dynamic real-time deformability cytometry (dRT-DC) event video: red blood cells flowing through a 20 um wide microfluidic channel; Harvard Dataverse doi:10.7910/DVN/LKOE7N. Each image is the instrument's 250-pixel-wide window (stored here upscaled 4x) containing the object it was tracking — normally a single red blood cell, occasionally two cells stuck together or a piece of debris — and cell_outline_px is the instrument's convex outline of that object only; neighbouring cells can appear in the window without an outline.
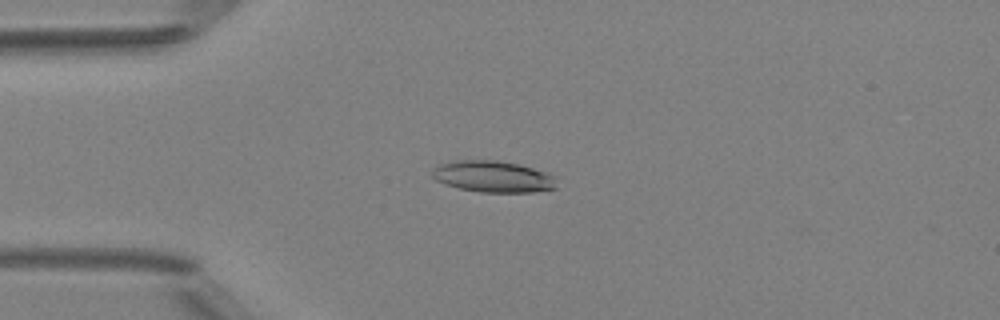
{"species": "Egyptian fruit bat (a non-hibernating species)", "species_latin": "Rousettus aegyptiacus", "temperature_condition": "room temperature", "stored_images_in_passage": 7, "camera_frame_rate_fps": 3000, "um_per_image_px": 0.085, "animal": {"sex": "female"}, "frame": {"image": 1, "passage_image": 3, "time_ms": 2.667, "image_size_px": [1000, 320], "cell_outline_px": [[556, 188], [532, 192], [480, 192], [460, 188], [444, 184], [436, 180], [432, 176], [432, 172], [440, 164], [456, 160], [496, 160], [516, 164], [548, 172], [556, 176]], "centroid_in_image_um": [41.94, 15.01], "position_along_channel_um": 43.1, "area_um2": 22.72}}
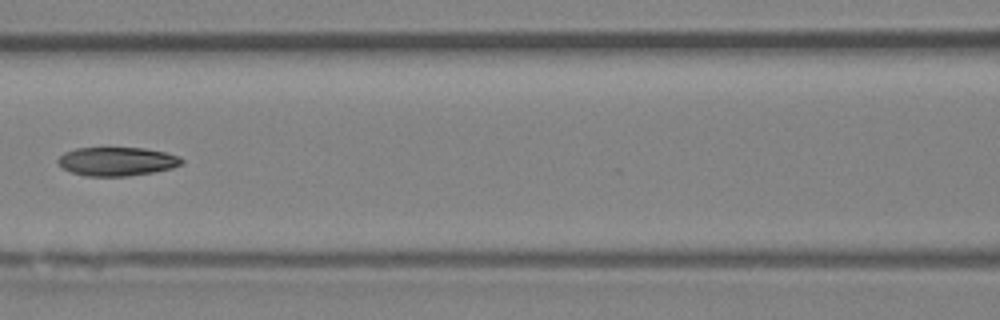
{"frame": {"image": 2, "passage_image": 6, "time_ms": 6.0, "image_size_px": [1000, 320], "cell_outline_px": [[184, 164], [172, 168], [152, 172], [128, 176], [84, 176], [72, 172], [64, 168], [56, 160], [64, 152], [76, 148], [144, 148], [164, 152], [180, 156], [184, 160]], "centroid_in_image_um": [9.97, 13.72], "position_along_channel_um": 156.6, "area_um2": 20.69}}
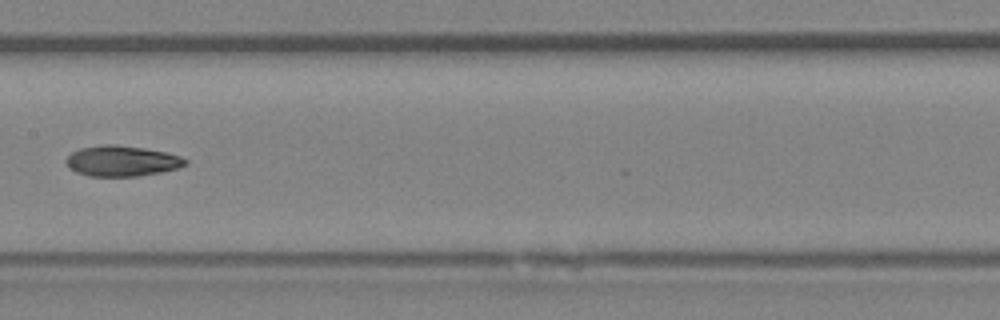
{"frame": {"image": 3, "passage_image": 7, "time_ms": 7.0, "image_size_px": [1000, 320], "cell_outline_px": [[188, 164], [176, 168], [160, 172], [136, 176], [88, 176], [76, 172], [64, 160], [72, 152], [80, 148], [104, 144], [112, 144], [144, 148], [164, 152], [180, 156], [188, 160]], "centroid_in_image_um": [10.35, 13.68], "position_along_channel_um": 197.0, "area_um2": 21.04}}